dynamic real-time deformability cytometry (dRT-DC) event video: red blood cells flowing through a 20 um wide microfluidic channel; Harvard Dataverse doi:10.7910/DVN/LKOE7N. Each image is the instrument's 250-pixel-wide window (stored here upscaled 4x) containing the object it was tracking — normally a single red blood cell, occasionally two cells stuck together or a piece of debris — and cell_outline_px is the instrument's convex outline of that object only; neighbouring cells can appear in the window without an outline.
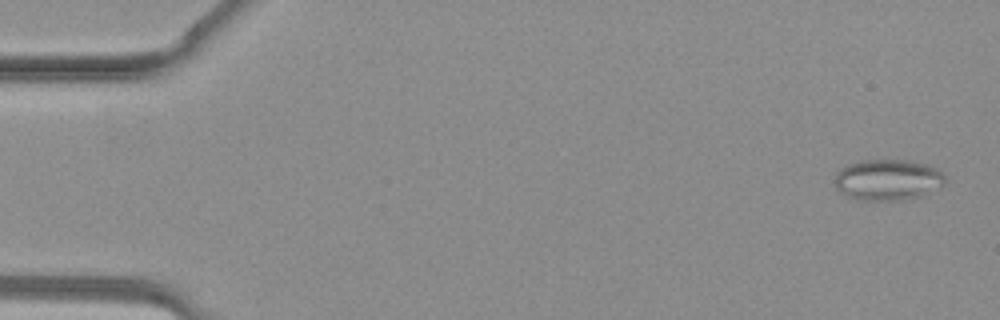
{"species": "common noctule bat (a hibernating species)", "species_latin": "Nyctalus noctula", "temperature_condition": "warm", "stored_images_in_passage": 39, "camera_frame_rate_fps": 3000, "um_per_image_px": 0.085, "animal": {"sex": "female", "body_mass_g": 19.3, "forearm_length_mm": 54.1}, "frame": {"image": 1, "passage_image": 2, "time_ms": 0.333, "image_size_px": [1000, 320], "cell_outline_px": [[948, 180], [944, 184], [920, 196], [900, 200], [856, 200], [840, 192], [836, 188], [836, 172], [840, 168], [848, 164], [860, 160], [908, 160], [924, 164], [936, 168]], "centroid_in_image_um": [75.43, 15.28], "position_along_channel_um": 9.6, "area_um2": 26.3}}
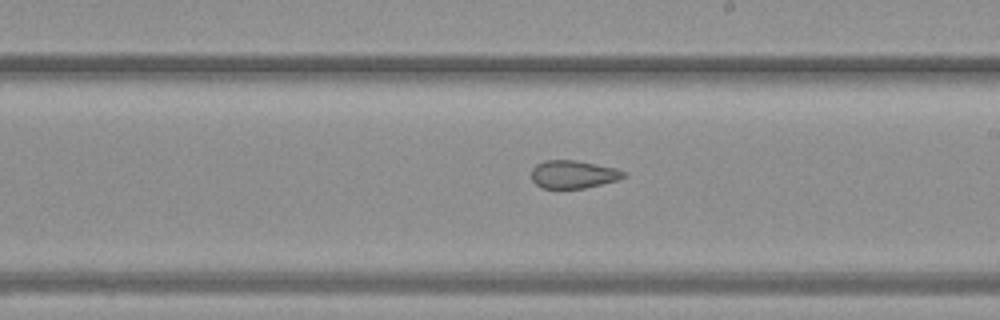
{"frame": {"image": 2, "passage_image": 23, "time_ms": 7.333, "image_size_px": [1000, 320], "cell_outline_px": [[624, 176], [616, 180], [584, 188], [540, 188], [532, 180], [532, 168], [536, 164], [544, 160], [576, 160], [616, 168], [624, 172]], "centroid_in_image_um": [48.67, 14.81], "position_along_channel_um": 240.3, "area_um2": 14.85}}
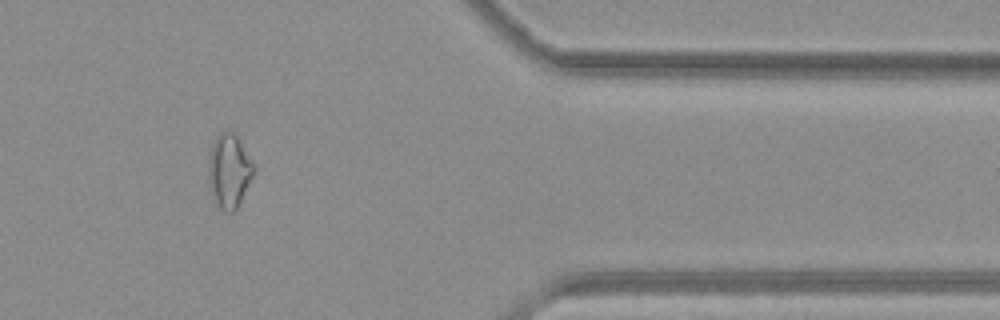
{"frame": {"image": 3, "passage_image": 33, "time_ms": 10.667, "image_size_px": [1000, 320], "cell_outline_px": [[256, 172], [236, 208], [232, 212], [224, 212], [212, 200], [208, 184], [208, 164], [212, 144], [216, 136], [220, 132], [232, 132], [240, 140], [256, 164]], "centroid_in_image_um": [19.49, 14.54], "position_along_channel_um": 391.9, "area_um2": 19.94}}